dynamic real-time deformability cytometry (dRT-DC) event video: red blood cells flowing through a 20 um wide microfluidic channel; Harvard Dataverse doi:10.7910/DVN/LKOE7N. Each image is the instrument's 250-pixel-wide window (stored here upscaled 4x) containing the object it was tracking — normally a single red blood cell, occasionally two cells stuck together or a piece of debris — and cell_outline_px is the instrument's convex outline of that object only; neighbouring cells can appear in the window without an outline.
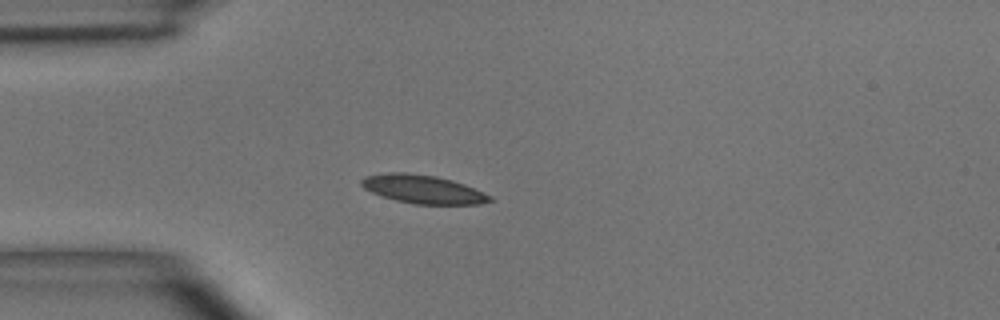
{"species": "common noctule bat (a hibernating species)", "species_latin": "Nyctalus noctula", "temperature_condition": "room temperature", "stored_images_in_passage": 5, "camera_frame_rate_fps": 3000, "um_per_image_px": 0.085, "animal": {"sex": "male", "body_mass_g": 15.6}, "frame": {"image": 1, "passage_image": 4, "time_ms": 3.667, "image_size_px": [1000, 320], "cell_outline_px": [[492, 200], [480, 204], [412, 204], [380, 196], [364, 188], [360, 184], [360, 180], [364, 176], [392, 172], [404, 172], [436, 176], [452, 180], [464, 184], [492, 196]], "centroid_in_image_um": [35.92, 16.08], "position_along_channel_um": 49.1, "area_um2": 21.27}}